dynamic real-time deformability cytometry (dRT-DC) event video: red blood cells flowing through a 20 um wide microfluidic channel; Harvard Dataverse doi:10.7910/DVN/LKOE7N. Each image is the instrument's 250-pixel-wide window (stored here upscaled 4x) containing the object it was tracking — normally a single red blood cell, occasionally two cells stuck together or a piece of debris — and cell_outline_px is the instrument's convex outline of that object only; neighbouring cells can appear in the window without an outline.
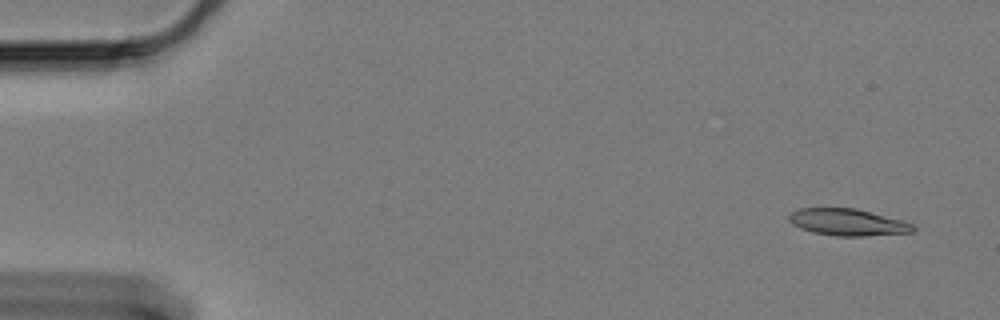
{"species": "Egyptian fruit bat (a non-hibernating species)", "species_latin": "Rousettus aegyptiacus", "temperature_condition": "cold", "stored_images_in_passage": 56, "camera_frame_rate_fps": 3000, "um_per_image_px": 0.085, "animal": {"sex": "female"}, "frame": {"image": 1, "passage_image": 2, "time_ms": 0.333, "image_size_px": [1000, 320], "cell_outline_px": [[916, 228], [912, 232], [864, 236], [836, 236], [812, 232], [800, 228], [792, 224], [788, 220], [788, 216], [792, 212], [800, 208], [856, 208], [900, 220], [912, 224]], "centroid_in_image_um": [72.01, 18.89], "position_along_channel_um": 13.0, "area_um2": 19.25}}
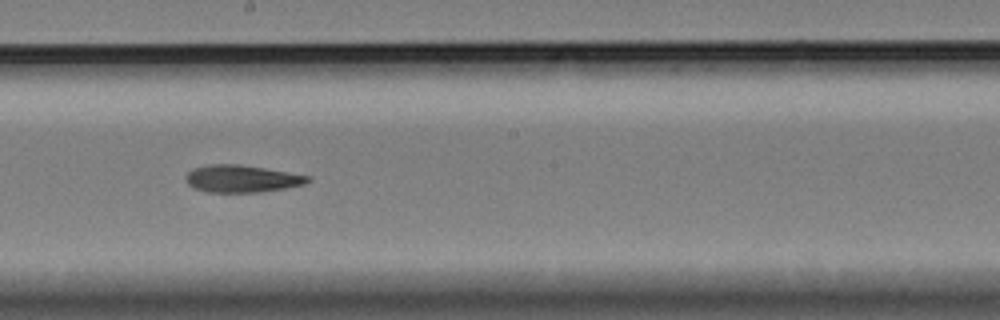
{"frame": {"image": 2, "passage_image": 32, "time_ms": 10.333, "image_size_px": [1000, 320], "cell_outline_px": [[312, 180], [304, 184], [284, 188], [260, 192], [208, 192], [196, 188], [188, 184], [184, 176], [192, 168], [212, 164], [240, 164], [312, 176]], "centroid_in_image_um": [20.56, 15.18], "position_along_channel_um": 227.6, "area_um2": 19.36}}
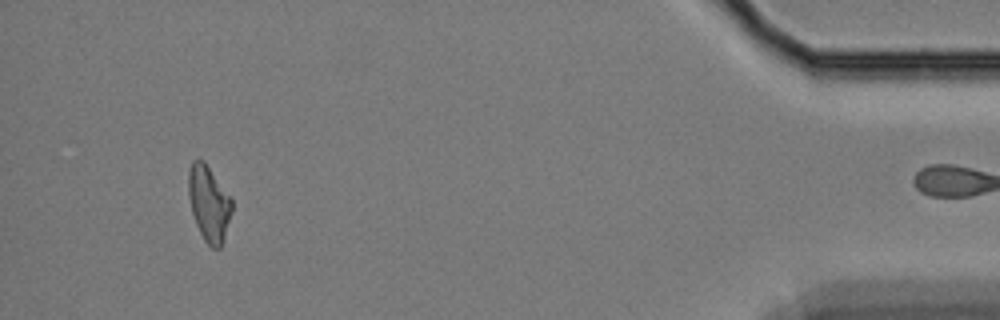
{"frame": {"image": 3, "passage_image": 55, "time_ms": 18.0, "image_size_px": [1000, 320], "cell_outline_px": [[232, 212], [220, 248], [212, 248], [204, 240], [196, 224], [192, 212], [188, 196], [188, 172], [192, 160], [204, 160], [232, 200]], "centroid_in_image_um": [17.74, 17.28], "position_along_channel_um": 417.5, "area_um2": 18.9}}